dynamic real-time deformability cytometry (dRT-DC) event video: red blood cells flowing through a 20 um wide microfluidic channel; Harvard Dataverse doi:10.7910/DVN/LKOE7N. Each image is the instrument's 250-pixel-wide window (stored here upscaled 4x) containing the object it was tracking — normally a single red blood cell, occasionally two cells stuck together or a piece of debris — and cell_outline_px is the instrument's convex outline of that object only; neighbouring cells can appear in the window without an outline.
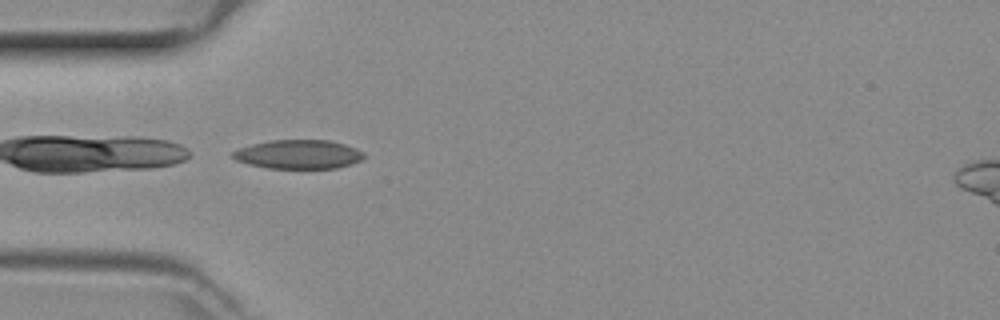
{"species": "common noctule bat (a hibernating species)", "species_latin": "Nyctalus noctula", "temperature_condition": "room temperature", "stored_images_in_passage": 32, "camera_frame_rate_fps": 3000, "um_per_image_px": 0.085, "animal": {"sex": "female", "body_mass_g": 29.2, "forearm_length_mm": 56.3}, "frame": {"image": 1, "passage_image": 1, "time_ms": 0.0, "image_size_px": [1000, 320], "cell_outline_px": [[364, 156], [360, 160], [352, 164], [336, 168], [268, 168], [248, 164], [236, 160], [232, 156], [232, 152], [240, 148], [252, 144], [268, 140], [328, 140], [344, 144], [356, 148], [364, 152]], "centroid_in_image_um": [25.37, 13.11], "position_along_channel_um": 59.6, "area_um2": 22.08}}
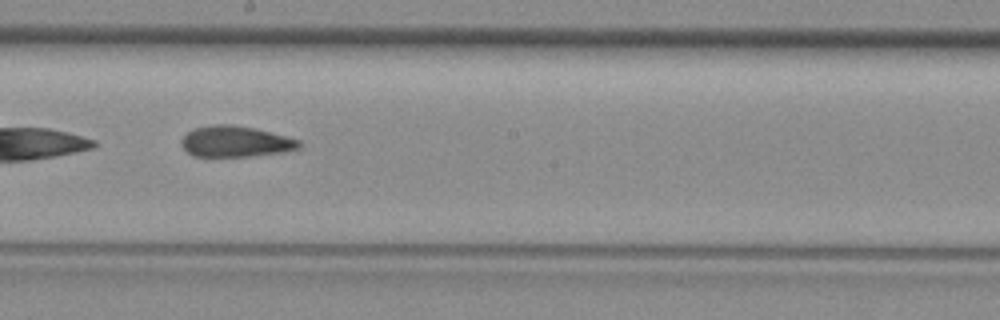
{"frame": {"image": 2, "passage_image": 13, "time_ms": 4.0, "image_size_px": [1000, 320], "cell_outline_px": [[300, 148], [280, 152], [248, 156], [192, 156], [180, 144], [180, 140], [188, 132], [196, 128], [212, 124], [232, 124], [252, 128], [300, 140]], "centroid_in_image_um": [19.96, 12.03], "position_along_channel_um": 228.2, "area_um2": 20.87}}
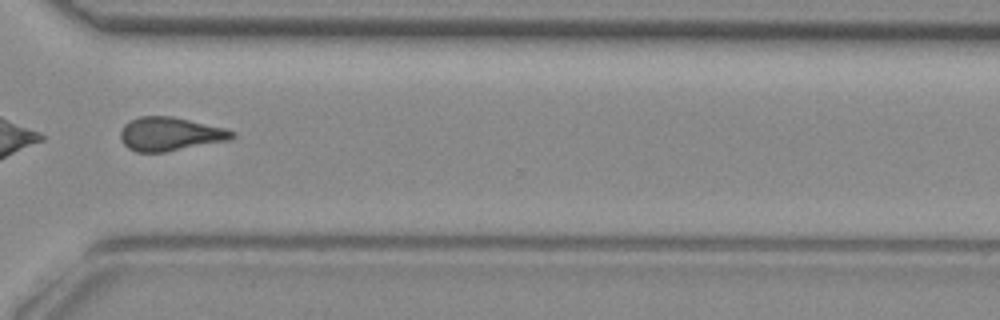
{"frame": {"image": 3, "passage_image": 22, "time_ms": 7.0, "image_size_px": [1000, 320], "cell_outline_px": [[236, 136], [232, 140], [164, 152], [136, 152], [128, 148], [120, 140], [120, 132], [124, 124], [140, 116], [172, 116], [224, 128], [236, 132]], "centroid_in_image_um": [14.47, 11.4], "position_along_channel_um": 356.1, "area_um2": 21.96}}